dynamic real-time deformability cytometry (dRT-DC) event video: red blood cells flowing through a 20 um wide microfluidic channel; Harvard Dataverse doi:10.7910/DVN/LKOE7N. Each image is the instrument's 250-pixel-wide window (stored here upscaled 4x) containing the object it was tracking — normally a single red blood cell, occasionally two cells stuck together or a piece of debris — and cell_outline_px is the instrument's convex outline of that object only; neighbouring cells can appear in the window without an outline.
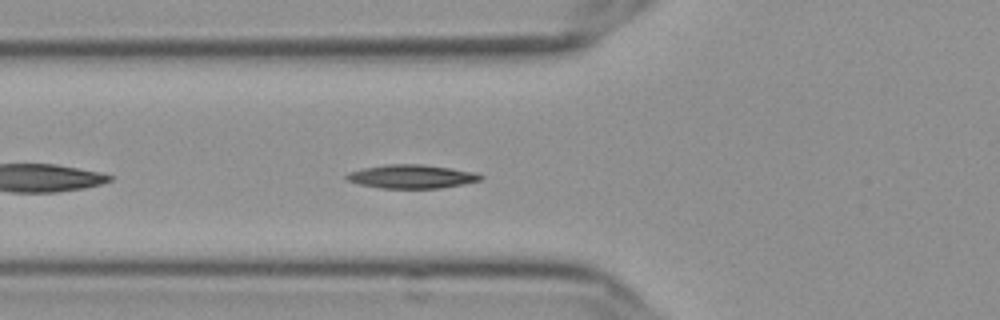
{"species": "Egyptian fruit bat (a non-hibernating species)", "species_latin": "Rousettus aegyptiacus", "temperature_condition": "cold", "stored_images_in_passage": 40, "camera_frame_rate_fps": 3000, "um_per_image_px": 0.085, "frame": {"image": 1, "passage_image": 5, "time_ms": 1.333, "image_size_px": [1000, 320], "cell_outline_px": [[484, 176], [480, 180], [440, 188], [380, 188], [360, 184], [344, 180], [344, 176], [348, 172], [364, 168], [388, 164], [420, 164], [476, 172]], "centroid_in_image_um": [34.93, 15.0], "position_along_channel_um": 90.9, "area_um2": 18.32}}
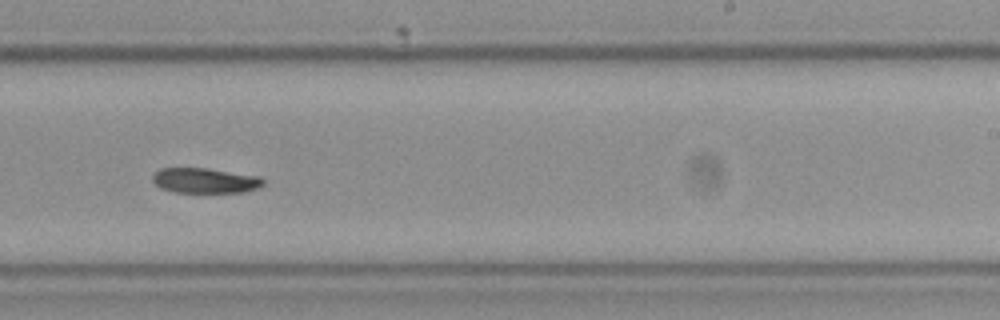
{"frame": {"image": 2, "passage_image": 20, "time_ms": 6.333, "image_size_px": [1000, 320], "cell_outline_px": [[264, 184], [256, 188], [244, 192], [172, 192], [160, 188], [152, 180], [152, 176], [160, 168], [208, 168], [260, 176], [264, 180]], "centroid_in_image_um": [17.42, 15.34], "position_along_channel_um": 271.6, "area_um2": 16.24}}
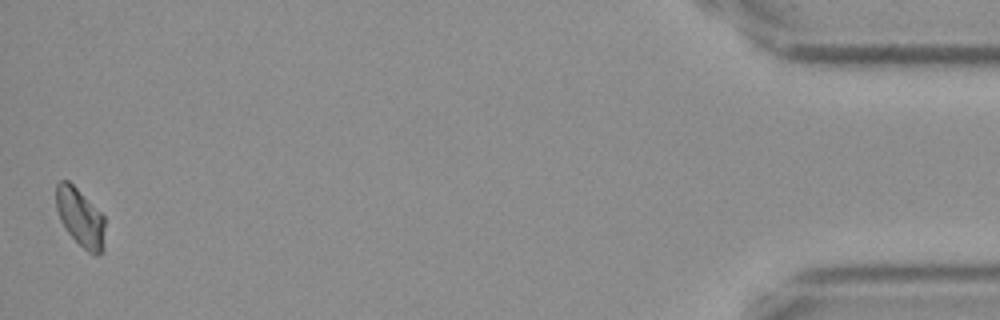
{"frame": {"image": 3, "passage_image": 40, "time_ms": 13.0, "image_size_px": [1000, 320], "cell_outline_px": [[104, 252], [96, 256], [92, 256], [68, 232], [60, 220], [56, 208], [56, 184], [60, 180], [68, 180], [104, 216]], "centroid_in_image_um": [6.83, 18.52], "position_along_channel_um": 428.4, "area_um2": 16.47}}